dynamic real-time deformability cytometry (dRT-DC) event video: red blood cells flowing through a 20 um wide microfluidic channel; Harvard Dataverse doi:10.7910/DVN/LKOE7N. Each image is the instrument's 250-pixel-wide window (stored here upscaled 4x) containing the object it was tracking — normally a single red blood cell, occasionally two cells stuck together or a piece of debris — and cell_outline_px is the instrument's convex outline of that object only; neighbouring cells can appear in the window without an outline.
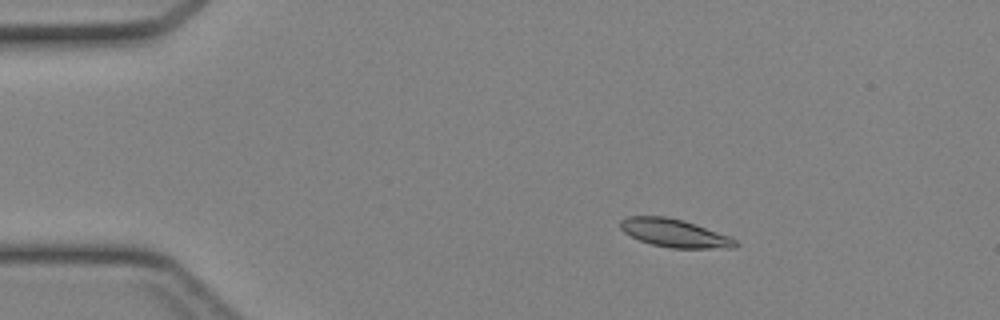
{"species": "Egyptian fruit bat (a non-hibernating species)", "species_latin": "Rousettus aegyptiacus", "temperature_condition": "cold", "stored_images_in_passage": 44, "camera_frame_rate_fps": 3000, "um_per_image_px": 0.085, "animal": {"sex": "female"}, "frame": {"image": 1, "passage_image": 7, "time_ms": 2.0, "image_size_px": [1000, 320], "cell_outline_px": [[740, 244], [736, 248], [672, 248], [652, 244], [640, 240], [624, 232], [620, 228], [620, 220], [628, 216], [664, 216], [684, 220], [728, 236], [736, 240]], "centroid_in_image_um": [57.34, 19.81], "position_along_channel_um": 27.7, "area_um2": 18.73}}
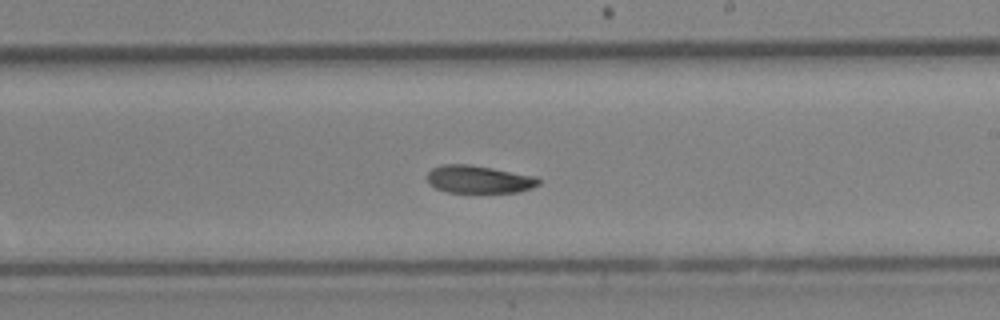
{"frame": {"image": 2, "passage_image": 26, "time_ms": 8.333, "image_size_px": [1000, 320], "cell_outline_px": [[540, 184], [532, 188], [516, 192], [448, 192], [436, 188], [428, 184], [428, 172], [432, 168], [444, 164], [468, 164], [492, 168], [536, 176], [540, 180]], "centroid_in_image_um": [40.7, 15.24], "position_along_channel_um": 248.3, "area_um2": 17.92}}
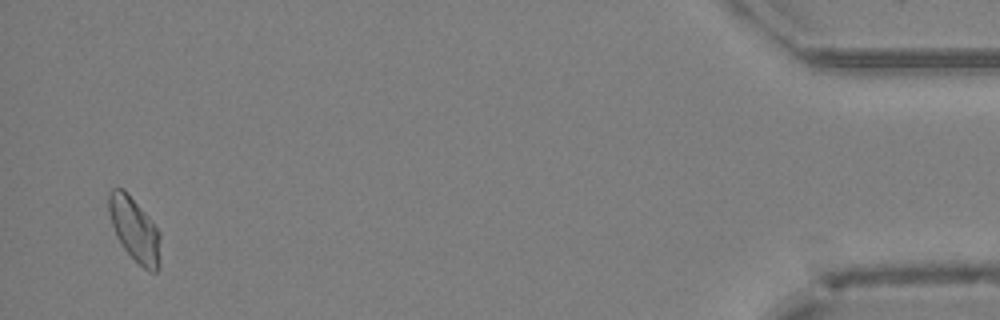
{"frame": {"image": 3, "passage_image": 43, "time_ms": 14.0, "image_size_px": [1000, 320], "cell_outline_px": [[160, 268], [156, 272], [148, 272], [124, 248], [116, 236], [112, 224], [108, 208], [108, 192], [112, 188], [124, 188], [128, 192], [160, 232]], "centroid_in_image_um": [11.45, 19.5], "position_along_channel_um": 423.8, "area_um2": 19.19}}